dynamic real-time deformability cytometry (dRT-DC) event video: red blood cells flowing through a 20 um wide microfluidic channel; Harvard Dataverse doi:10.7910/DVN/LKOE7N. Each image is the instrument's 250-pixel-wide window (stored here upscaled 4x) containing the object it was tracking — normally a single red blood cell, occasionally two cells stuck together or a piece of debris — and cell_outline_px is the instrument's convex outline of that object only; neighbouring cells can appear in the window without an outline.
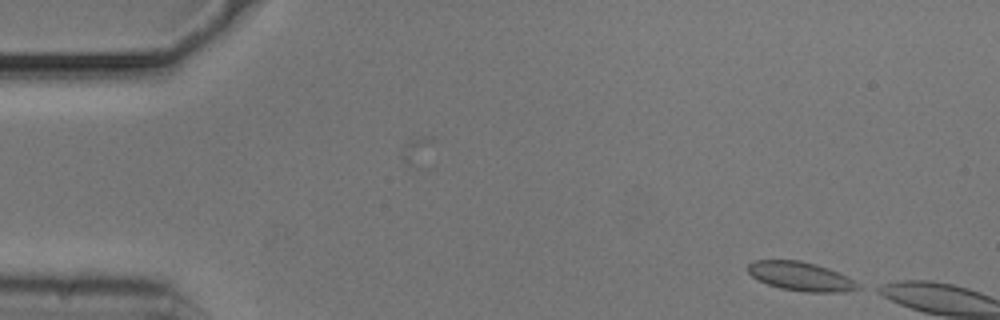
{"species": "common noctule bat (a hibernating species)", "species_latin": "Nyctalus noctula", "temperature_condition": "cold", "stored_images_in_passage": 3, "camera_frame_rate_fps": 3000, "um_per_image_px": 0.085, "animal": {"sex": "male", "body_mass_g": 20.5, "forearm_length_mm": 52.5}, "frame": {"image": 1, "passage_image": 3, "time_ms": 0.667, "image_size_px": [1000, 320], "cell_outline_px": [[860, 288], [844, 292], [804, 292], [780, 288], [768, 284], [752, 276], [748, 272], [748, 264], [752, 260], [800, 260], [816, 264], [828, 268], [848, 276], [860, 284]], "centroid_in_image_um": [68.08, 23.49], "position_along_channel_um": 16.9, "area_um2": 18.61}}